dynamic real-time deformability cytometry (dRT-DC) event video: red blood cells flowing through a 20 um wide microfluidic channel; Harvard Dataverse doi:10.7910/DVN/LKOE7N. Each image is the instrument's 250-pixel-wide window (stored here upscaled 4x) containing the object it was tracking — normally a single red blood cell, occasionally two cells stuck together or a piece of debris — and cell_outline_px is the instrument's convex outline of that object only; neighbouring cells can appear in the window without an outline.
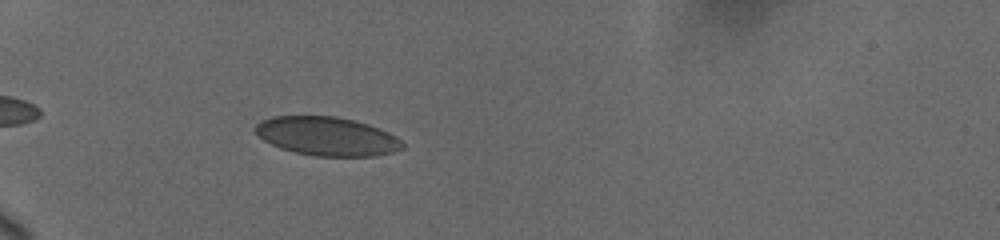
{"species": "human", "species_latin": "Homo sapiens", "temperature_condition": "cold", "stored_images_in_passage": 35, "camera_frame_rate_fps": 3000, "um_per_image_px": 0.085, "donor": {"sex": "female"}, "frame": {"image": 1, "passage_image": 4, "time_ms": 1.333, "image_size_px": [1000, 240], "cell_outline_px": [[404, 148], [392, 152], [372, 156], [312, 156], [280, 148], [264, 140], [256, 132], [256, 124], [260, 120], [272, 116], [336, 116], [368, 124], [388, 132], [396, 136], [404, 144]], "centroid_in_image_um": [27.79, 11.58], "position_along_channel_um": 57.2, "area_um2": 33.06}}
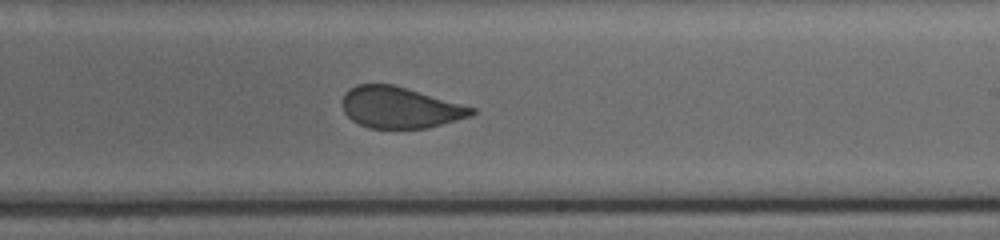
{"frame": {"image": 2, "passage_image": 19, "time_ms": 7.333, "image_size_px": [1000, 240], "cell_outline_px": [[476, 112], [472, 116], [428, 128], [368, 128], [352, 120], [344, 112], [340, 104], [344, 92], [356, 84], [392, 84], [476, 108]], "centroid_in_image_um": [33.97, 9.14], "position_along_channel_um": 255.0, "area_um2": 31.15}}
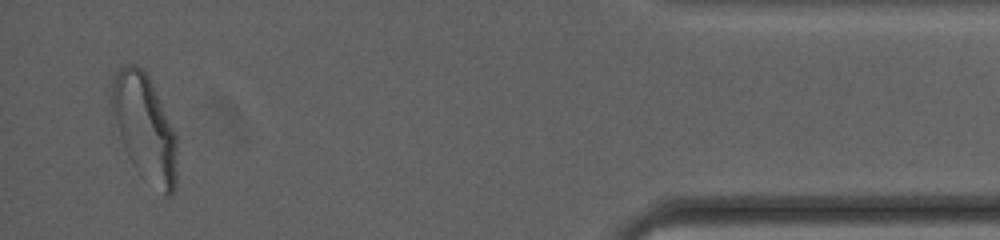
{"frame": {"image": 3, "passage_image": 35, "time_ms": 13.333, "image_size_px": [1000, 240], "cell_outline_px": [[176, 188], [172, 196], [164, 196], [132, 164], [112, 124], [108, 104], [112, 84], [116, 72], [124, 64], [136, 64], [144, 68], [152, 84], [176, 136]], "centroid_in_image_um": [12.23, 10.83], "position_along_channel_um": 423.0, "area_um2": 40.86}}